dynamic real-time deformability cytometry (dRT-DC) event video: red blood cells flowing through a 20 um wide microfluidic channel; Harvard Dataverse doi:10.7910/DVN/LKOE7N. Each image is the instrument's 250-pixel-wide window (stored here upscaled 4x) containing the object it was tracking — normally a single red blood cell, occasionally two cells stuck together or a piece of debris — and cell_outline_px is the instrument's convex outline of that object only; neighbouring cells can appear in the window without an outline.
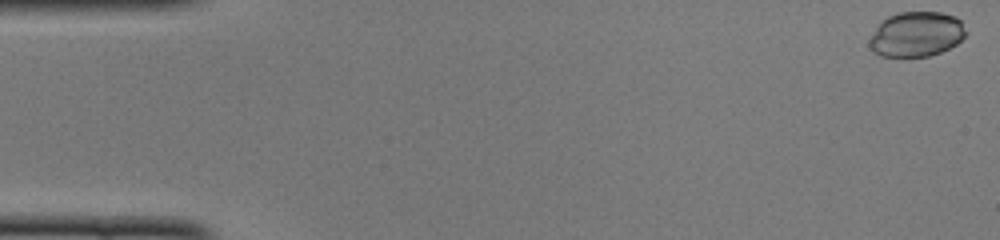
{"species": "common noctule bat (a hibernating species)", "species_latin": "Nyctalus noctula", "temperature_condition": "cold", "stored_images_in_passage": 50, "camera_frame_rate_fps": 3000, "um_per_image_px": 0.085, "animal": {"sex": "female", "body_mass_g": 22.0, "forearm_length_mm": 56.7}, "frame": {"image": 1, "passage_image": 1, "time_ms": 0.0, "image_size_px": [1000, 240], "cell_outline_px": [[968, 32], [956, 44], [940, 52], [928, 56], [880, 56], [872, 52], [868, 44], [868, 40], [880, 20], [888, 16], [900, 12], [940, 12], [956, 16], [960, 20]], "centroid_in_image_um": [77.86, 2.9], "position_along_channel_um": 7.1, "area_um2": 25.49}}
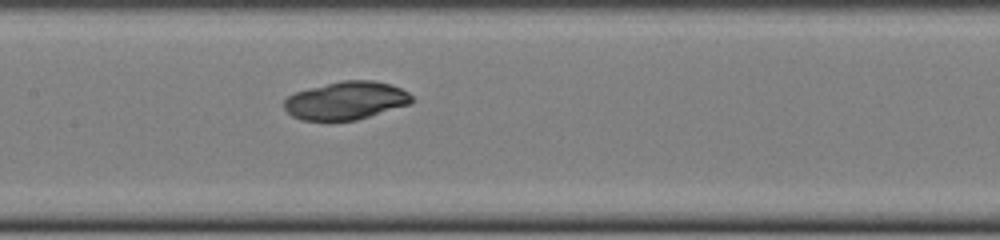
{"frame": {"image": 2, "passage_image": 24, "time_ms": 7.667, "image_size_px": [1000, 240], "cell_outline_px": [[416, 100], [412, 104], [356, 120], [328, 124], [300, 120], [292, 116], [284, 108], [284, 100], [288, 96], [296, 92], [308, 88], [344, 80], [372, 80], [392, 84], [408, 92]], "centroid_in_image_um": [29.41, 8.59], "position_along_channel_um": 178.0, "area_um2": 29.25}}
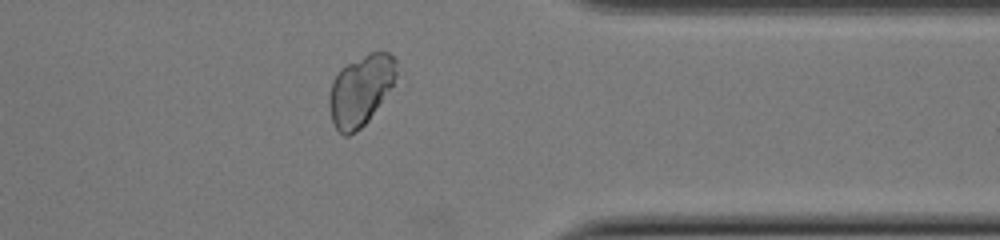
{"frame": {"image": 3, "passage_image": 40, "time_ms": 13.0, "image_size_px": [1000, 240], "cell_outline_px": [[396, 76], [392, 84], [368, 120], [356, 132], [348, 136], [344, 136], [332, 124], [328, 108], [328, 92], [332, 80], [340, 68], [368, 52], [388, 52], [396, 60]], "centroid_in_image_um": [30.59, 7.67], "position_along_channel_um": 380.8, "area_um2": 27.57}}